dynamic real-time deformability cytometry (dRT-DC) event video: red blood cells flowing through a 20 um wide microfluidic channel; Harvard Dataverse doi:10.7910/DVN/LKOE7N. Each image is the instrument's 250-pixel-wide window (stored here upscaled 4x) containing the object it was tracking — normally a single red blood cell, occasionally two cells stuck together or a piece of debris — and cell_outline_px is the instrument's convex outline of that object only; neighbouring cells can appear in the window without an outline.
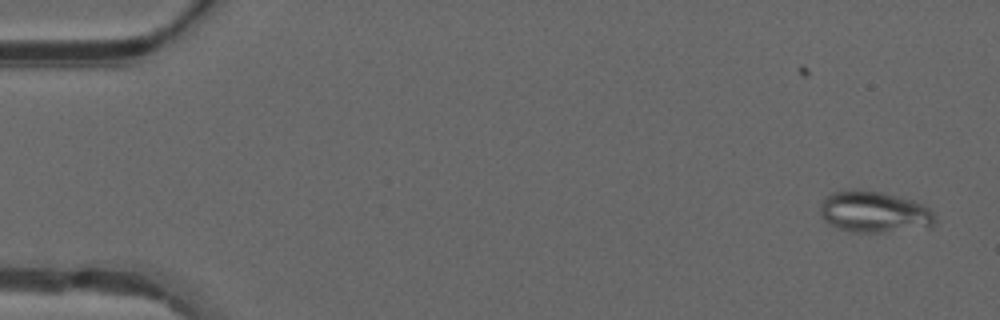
{"species": "common noctule bat (a hibernating species)", "species_latin": "Nyctalus noctula", "temperature_condition": "warm", "stored_images_in_passage": 42, "camera_frame_rate_fps": 3000, "um_per_image_px": 0.085, "animal": {"sex": "male", "forearm_length_mm": 52.5}, "frame": {"image": 1, "passage_image": 1, "time_ms": 0.0, "image_size_px": [1000, 320], "cell_outline_px": [[936, 220], [928, 228], [884, 232], [852, 232], [836, 228], [828, 224], [820, 216], [820, 204], [824, 196], [832, 192], [880, 192], [912, 200], [928, 208], [936, 216]], "centroid_in_image_um": [74.29, 18.06], "position_along_channel_um": 10.7, "area_um2": 27.34}}
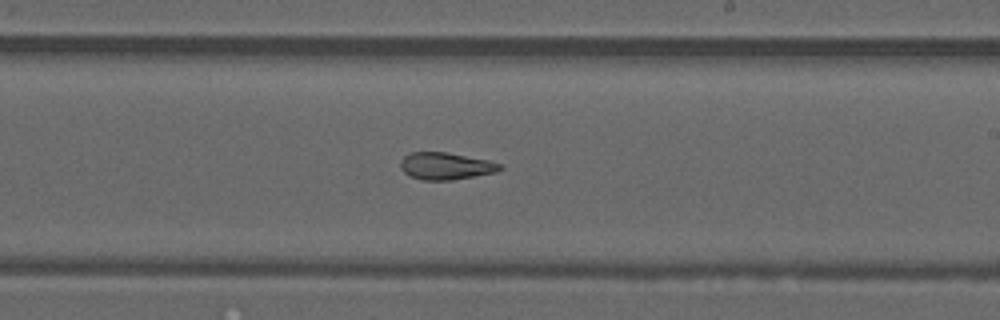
{"frame": {"image": 2, "passage_image": 28, "time_ms": 9.0, "image_size_px": [1000, 320], "cell_outline_px": [[504, 168], [496, 172], [452, 180], [424, 180], [408, 176], [400, 168], [400, 160], [404, 156], [412, 152], [448, 152], [488, 160], [504, 164]], "centroid_in_image_um": [37.9, 14.11], "position_along_channel_um": 251.1, "area_um2": 15.9}}
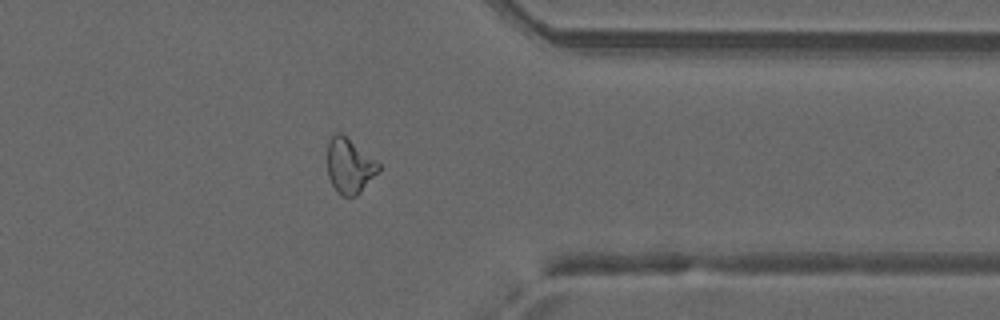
{"frame": {"image": 3, "passage_image": 38, "time_ms": 12.333, "image_size_px": [1000, 320], "cell_outline_px": [[380, 168], [360, 192], [356, 196], [340, 196], [336, 192], [328, 176], [328, 140], [336, 132], [340, 132], [376, 160], [380, 164]], "centroid_in_image_um": [29.68, 14.1], "position_along_channel_um": 381.7, "area_um2": 16.18}}